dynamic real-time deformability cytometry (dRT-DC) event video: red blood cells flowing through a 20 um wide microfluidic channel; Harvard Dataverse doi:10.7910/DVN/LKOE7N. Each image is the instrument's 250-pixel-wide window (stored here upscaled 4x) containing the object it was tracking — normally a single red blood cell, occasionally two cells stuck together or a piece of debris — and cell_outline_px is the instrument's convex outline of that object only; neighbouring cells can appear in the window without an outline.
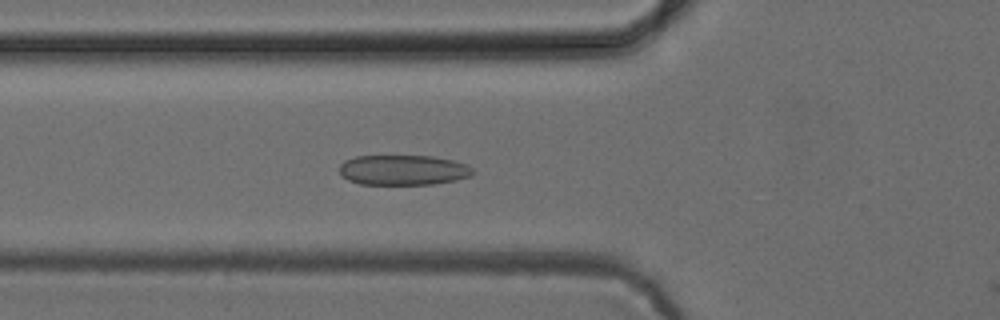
{"species": "common noctule bat (a hibernating species)", "species_latin": "Nyctalus noctula", "temperature_condition": "cold", "stored_images_in_passage": 52, "camera_frame_rate_fps": 3000, "um_per_image_px": 0.085, "animal": {"sex": "female", "body_mass_g": 24.6, "forearm_length_mm": 56.2}, "frame": {"image": 1, "passage_image": 19, "time_ms": 6.0, "image_size_px": [1000, 320], "cell_outline_px": [[476, 172], [472, 176], [456, 180], [432, 184], [360, 184], [348, 180], [340, 176], [340, 164], [344, 160], [356, 156], [432, 156], [452, 160], [468, 164]], "centroid_in_image_um": [34.28, 14.45], "position_along_channel_um": 91.5, "area_um2": 23.64}}
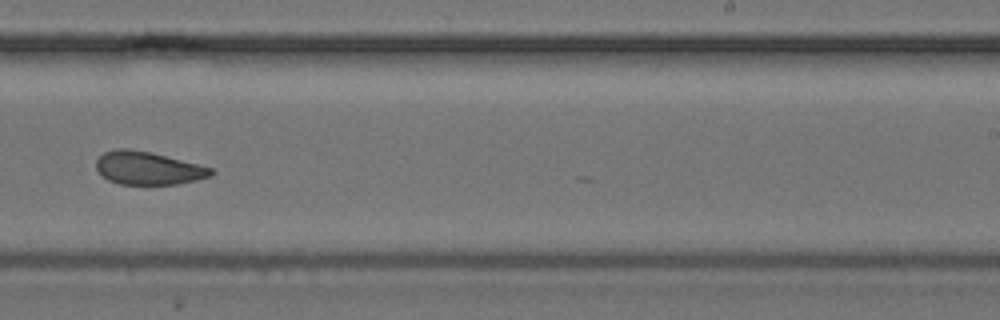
{"frame": {"image": 2, "passage_image": 33, "time_ms": 10.667, "image_size_px": [1000, 320], "cell_outline_px": [[216, 172], [212, 176], [196, 180], [176, 184], [120, 184], [108, 180], [96, 168], [96, 160], [104, 152], [116, 148], [128, 148], [148, 152], [212, 168]], "centroid_in_image_um": [12.57, 14.3], "position_along_channel_um": 276.4, "area_um2": 21.79}}
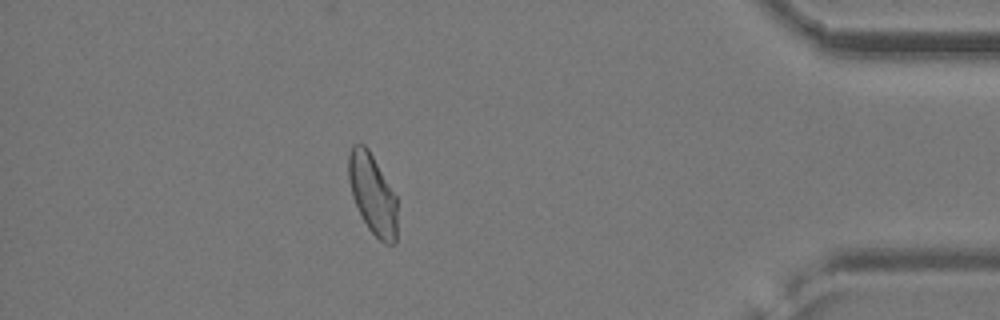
{"frame": {"image": 3, "passage_image": 46, "time_ms": 15.0, "image_size_px": [1000, 320], "cell_outline_px": [[396, 244], [384, 244], [368, 228], [352, 196], [348, 180], [348, 156], [352, 144], [364, 144], [368, 148], [396, 196]], "centroid_in_image_um": [31.65, 16.48], "position_along_channel_um": 403.5, "area_um2": 22.54}}